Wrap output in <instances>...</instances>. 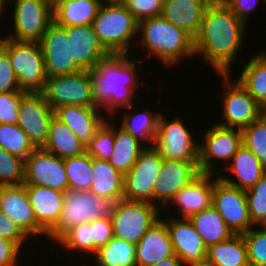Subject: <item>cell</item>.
<instances>
[{"mask_svg": "<svg viewBox=\"0 0 266 266\" xmlns=\"http://www.w3.org/2000/svg\"><path fill=\"white\" fill-rule=\"evenodd\" d=\"M199 174L198 162L163 159L158 180L153 187V205L160 210L163 209L161 207L167 208L173 197Z\"/></svg>", "mask_w": 266, "mask_h": 266, "instance_id": "ac0fdd59", "label": "cell"}, {"mask_svg": "<svg viewBox=\"0 0 266 266\" xmlns=\"http://www.w3.org/2000/svg\"><path fill=\"white\" fill-rule=\"evenodd\" d=\"M92 228V254L106 246L114 237L113 223L111 219L101 218L96 221L90 222Z\"/></svg>", "mask_w": 266, "mask_h": 266, "instance_id": "c3c4849f", "label": "cell"}, {"mask_svg": "<svg viewBox=\"0 0 266 266\" xmlns=\"http://www.w3.org/2000/svg\"><path fill=\"white\" fill-rule=\"evenodd\" d=\"M162 210L147 202L122 199L111 218L114 237L136 245L147 230L161 217Z\"/></svg>", "mask_w": 266, "mask_h": 266, "instance_id": "7c38bea8", "label": "cell"}, {"mask_svg": "<svg viewBox=\"0 0 266 266\" xmlns=\"http://www.w3.org/2000/svg\"><path fill=\"white\" fill-rule=\"evenodd\" d=\"M0 147L24 160L36 149L17 124L5 123H0Z\"/></svg>", "mask_w": 266, "mask_h": 266, "instance_id": "74e56055", "label": "cell"}, {"mask_svg": "<svg viewBox=\"0 0 266 266\" xmlns=\"http://www.w3.org/2000/svg\"><path fill=\"white\" fill-rule=\"evenodd\" d=\"M8 6L4 2V0H0V19L2 18L1 16L3 15V10L6 9L5 7Z\"/></svg>", "mask_w": 266, "mask_h": 266, "instance_id": "9f6ffc18", "label": "cell"}, {"mask_svg": "<svg viewBox=\"0 0 266 266\" xmlns=\"http://www.w3.org/2000/svg\"><path fill=\"white\" fill-rule=\"evenodd\" d=\"M94 181L90 191L102 198L123 199L124 175L116 170L109 161L92 157Z\"/></svg>", "mask_w": 266, "mask_h": 266, "instance_id": "f1b7e54d", "label": "cell"}, {"mask_svg": "<svg viewBox=\"0 0 266 266\" xmlns=\"http://www.w3.org/2000/svg\"><path fill=\"white\" fill-rule=\"evenodd\" d=\"M214 178L215 175L212 177V174L200 173L173 197L168 206L174 205L175 208L176 205L178 215L180 214L177 218L189 219L212 206Z\"/></svg>", "mask_w": 266, "mask_h": 266, "instance_id": "7402d4cb", "label": "cell"}, {"mask_svg": "<svg viewBox=\"0 0 266 266\" xmlns=\"http://www.w3.org/2000/svg\"><path fill=\"white\" fill-rule=\"evenodd\" d=\"M101 4H124L125 0H100Z\"/></svg>", "mask_w": 266, "mask_h": 266, "instance_id": "11a10c76", "label": "cell"}, {"mask_svg": "<svg viewBox=\"0 0 266 266\" xmlns=\"http://www.w3.org/2000/svg\"><path fill=\"white\" fill-rule=\"evenodd\" d=\"M162 4L167 2L168 0H159Z\"/></svg>", "mask_w": 266, "mask_h": 266, "instance_id": "91938a15", "label": "cell"}, {"mask_svg": "<svg viewBox=\"0 0 266 266\" xmlns=\"http://www.w3.org/2000/svg\"><path fill=\"white\" fill-rule=\"evenodd\" d=\"M243 68L237 81L266 112V59L257 53Z\"/></svg>", "mask_w": 266, "mask_h": 266, "instance_id": "836d02e7", "label": "cell"}, {"mask_svg": "<svg viewBox=\"0 0 266 266\" xmlns=\"http://www.w3.org/2000/svg\"><path fill=\"white\" fill-rule=\"evenodd\" d=\"M138 33L142 38L141 42L135 39L138 43L136 46L139 43L142 44V48L147 50L148 58L155 55L166 67H174L181 60L184 61L185 58L189 59L195 56L194 38L184 29L165 20L161 15L140 20Z\"/></svg>", "mask_w": 266, "mask_h": 266, "instance_id": "3957f363", "label": "cell"}, {"mask_svg": "<svg viewBox=\"0 0 266 266\" xmlns=\"http://www.w3.org/2000/svg\"><path fill=\"white\" fill-rule=\"evenodd\" d=\"M4 92H26L17 82V76L8 54L0 47V93Z\"/></svg>", "mask_w": 266, "mask_h": 266, "instance_id": "7dc6e473", "label": "cell"}, {"mask_svg": "<svg viewBox=\"0 0 266 266\" xmlns=\"http://www.w3.org/2000/svg\"><path fill=\"white\" fill-rule=\"evenodd\" d=\"M92 26L111 54H132L130 41L138 36V21L123 4H101Z\"/></svg>", "mask_w": 266, "mask_h": 266, "instance_id": "5b68a950", "label": "cell"}, {"mask_svg": "<svg viewBox=\"0 0 266 266\" xmlns=\"http://www.w3.org/2000/svg\"><path fill=\"white\" fill-rule=\"evenodd\" d=\"M100 0H53V21L62 27L92 25Z\"/></svg>", "mask_w": 266, "mask_h": 266, "instance_id": "83f0119b", "label": "cell"}, {"mask_svg": "<svg viewBox=\"0 0 266 266\" xmlns=\"http://www.w3.org/2000/svg\"><path fill=\"white\" fill-rule=\"evenodd\" d=\"M39 44L47 77L72 75L82 71L71 57L70 38H67L66 27L53 21L42 35Z\"/></svg>", "mask_w": 266, "mask_h": 266, "instance_id": "2e32d148", "label": "cell"}, {"mask_svg": "<svg viewBox=\"0 0 266 266\" xmlns=\"http://www.w3.org/2000/svg\"><path fill=\"white\" fill-rule=\"evenodd\" d=\"M25 92L0 93V123L17 124L19 103Z\"/></svg>", "mask_w": 266, "mask_h": 266, "instance_id": "f6af8a7d", "label": "cell"}, {"mask_svg": "<svg viewBox=\"0 0 266 266\" xmlns=\"http://www.w3.org/2000/svg\"><path fill=\"white\" fill-rule=\"evenodd\" d=\"M56 245L62 248L64 247L63 249H67L68 251L71 249L73 252H84L91 257L90 254H92V228H90V222L82 223L69 229L56 242Z\"/></svg>", "mask_w": 266, "mask_h": 266, "instance_id": "60d3db41", "label": "cell"}, {"mask_svg": "<svg viewBox=\"0 0 266 266\" xmlns=\"http://www.w3.org/2000/svg\"><path fill=\"white\" fill-rule=\"evenodd\" d=\"M240 20L247 22V17L256 9L258 2L264 0H221Z\"/></svg>", "mask_w": 266, "mask_h": 266, "instance_id": "816d5d0a", "label": "cell"}, {"mask_svg": "<svg viewBox=\"0 0 266 266\" xmlns=\"http://www.w3.org/2000/svg\"><path fill=\"white\" fill-rule=\"evenodd\" d=\"M68 178V189L90 191L94 181L92 157L84 152L82 155L63 159Z\"/></svg>", "mask_w": 266, "mask_h": 266, "instance_id": "8d00e7d4", "label": "cell"}, {"mask_svg": "<svg viewBox=\"0 0 266 266\" xmlns=\"http://www.w3.org/2000/svg\"><path fill=\"white\" fill-rule=\"evenodd\" d=\"M25 160L0 147V183L5 186L24 184Z\"/></svg>", "mask_w": 266, "mask_h": 266, "instance_id": "7bdbcfd3", "label": "cell"}, {"mask_svg": "<svg viewBox=\"0 0 266 266\" xmlns=\"http://www.w3.org/2000/svg\"><path fill=\"white\" fill-rule=\"evenodd\" d=\"M9 6H13V32L11 30L8 36L3 37L39 42L53 22V0H13Z\"/></svg>", "mask_w": 266, "mask_h": 266, "instance_id": "52a82bcc", "label": "cell"}, {"mask_svg": "<svg viewBox=\"0 0 266 266\" xmlns=\"http://www.w3.org/2000/svg\"><path fill=\"white\" fill-rule=\"evenodd\" d=\"M24 185L45 186L62 192L68 190L63 159L43 148H36L25 159Z\"/></svg>", "mask_w": 266, "mask_h": 266, "instance_id": "e0dca14e", "label": "cell"}, {"mask_svg": "<svg viewBox=\"0 0 266 266\" xmlns=\"http://www.w3.org/2000/svg\"><path fill=\"white\" fill-rule=\"evenodd\" d=\"M92 256L96 266H137L135 245L116 237Z\"/></svg>", "mask_w": 266, "mask_h": 266, "instance_id": "d590c367", "label": "cell"}, {"mask_svg": "<svg viewBox=\"0 0 266 266\" xmlns=\"http://www.w3.org/2000/svg\"><path fill=\"white\" fill-rule=\"evenodd\" d=\"M11 1H13V0H4V2L7 4V2L9 3V2H11Z\"/></svg>", "mask_w": 266, "mask_h": 266, "instance_id": "94428289", "label": "cell"}, {"mask_svg": "<svg viewBox=\"0 0 266 266\" xmlns=\"http://www.w3.org/2000/svg\"><path fill=\"white\" fill-rule=\"evenodd\" d=\"M0 47L8 54L19 87L26 92H40L47 74L39 42L17 41L1 35Z\"/></svg>", "mask_w": 266, "mask_h": 266, "instance_id": "8992f818", "label": "cell"}, {"mask_svg": "<svg viewBox=\"0 0 266 266\" xmlns=\"http://www.w3.org/2000/svg\"><path fill=\"white\" fill-rule=\"evenodd\" d=\"M0 211L12 219L28 237L46 236V232L36 222L24 184L4 186L0 196Z\"/></svg>", "mask_w": 266, "mask_h": 266, "instance_id": "d6986e66", "label": "cell"}, {"mask_svg": "<svg viewBox=\"0 0 266 266\" xmlns=\"http://www.w3.org/2000/svg\"><path fill=\"white\" fill-rule=\"evenodd\" d=\"M242 145L250 150L266 168V112L242 129Z\"/></svg>", "mask_w": 266, "mask_h": 266, "instance_id": "ab89813d", "label": "cell"}, {"mask_svg": "<svg viewBox=\"0 0 266 266\" xmlns=\"http://www.w3.org/2000/svg\"><path fill=\"white\" fill-rule=\"evenodd\" d=\"M161 112L153 147L166 160L198 162L199 142H195L193 134L181 118L167 120Z\"/></svg>", "mask_w": 266, "mask_h": 266, "instance_id": "ba28073f", "label": "cell"}, {"mask_svg": "<svg viewBox=\"0 0 266 266\" xmlns=\"http://www.w3.org/2000/svg\"><path fill=\"white\" fill-rule=\"evenodd\" d=\"M152 266H184V264L177 255H174L164 258Z\"/></svg>", "mask_w": 266, "mask_h": 266, "instance_id": "f5cc1de1", "label": "cell"}, {"mask_svg": "<svg viewBox=\"0 0 266 266\" xmlns=\"http://www.w3.org/2000/svg\"><path fill=\"white\" fill-rule=\"evenodd\" d=\"M223 81L222 122L216 124L226 128L243 129L258 118L265 110L253 99L237 81L232 82L231 74H218Z\"/></svg>", "mask_w": 266, "mask_h": 266, "instance_id": "30bf717a", "label": "cell"}, {"mask_svg": "<svg viewBox=\"0 0 266 266\" xmlns=\"http://www.w3.org/2000/svg\"><path fill=\"white\" fill-rule=\"evenodd\" d=\"M43 149L62 159L79 156L86 152V146L56 116L50 123L48 138Z\"/></svg>", "mask_w": 266, "mask_h": 266, "instance_id": "f546056e", "label": "cell"}, {"mask_svg": "<svg viewBox=\"0 0 266 266\" xmlns=\"http://www.w3.org/2000/svg\"><path fill=\"white\" fill-rule=\"evenodd\" d=\"M4 186L5 185H3V184L0 183V196H1V193H2V190H3Z\"/></svg>", "mask_w": 266, "mask_h": 266, "instance_id": "680465c9", "label": "cell"}, {"mask_svg": "<svg viewBox=\"0 0 266 266\" xmlns=\"http://www.w3.org/2000/svg\"><path fill=\"white\" fill-rule=\"evenodd\" d=\"M71 57L82 71H91L111 53L103 46L92 25L66 27Z\"/></svg>", "mask_w": 266, "mask_h": 266, "instance_id": "44dd1931", "label": "cell"}, {"mask_svg": "<svg viewBox=\"0 0 266 266\" xmlns=\"http://www.w3.org/2000/svg\"><path fill=\"white\" fill-rule=\"evenodd\" d=\"M112 118H106L86 145V153L96 159L109 161L114 152L115 125Z\"/></svg>", "mask_w": 266, "mask_h": 266, "instance_id": "f35d334b", "label": "cell"}, {"mask_svg": "<svg viewBox=\"0 0 266 266\" xmlns=\"http://www.w3.org/2000/svg\"><path fill=\"white\" fill-rule=\"evenodd\" d=\"M212 206L233 234H244L254 227L249 217L245 190L225 183L218 176L214 179Z\"/></svg>", "mask_w": 266, "mask_h": 266, "instance_id": "5bb4252c", "label": "cell"}, {"mask_svg": "<svg viewBox=\"0 0 266 266\" xmlns=\"http://www.w3.org/2000/svg\"><path fill=\"white\" fill-rule=\"evenodd\" d=\"M224 169L236 176V179L227 177L225 174H219L218 177L225 183L237 187L241 190L252 188L265 174L266 168L258 158L243 145L238 149L236 154L231 158ZM234 179V180H233Z\"/></svg>", "mask_w": 266, "mask_h": 266, "instance_id": "484cf974", "label": "cell"}, {"mask_svg": "<svg viewBox=\"0 0 266 266\" xmlns=\"http://www.w3.org/2000/svg\"><path fill=\"white\" fill-rule=\"evenodd\" d=\"M131 56L133 54H111L90 71L95 107L105 109V116L112 120L120 108L134 105V94L140 86L137 78L140 63L136 56Z\"/></svg>", "mask_w": 266, "mask_h": 266, "instance_id": "7a4b0ae2", "label": "cell"}, {"mask_svg": "<svg viewBox=\"0 0 266 266\" xmlns=\"http://www.w3.org/2000/svg\"><path fill=\"white\" fill-rule=\"evenodd\" d=\"M187 266H215V265L206 258L205 260H202L199 262H193V263L187 264Z\"/></svg>", "mask_w": 266, "mask_h": 266, "instance_id": "db71d44e", "label": "cell"}, {"mask_svg": "<svg viewBox=\"0 0 266 266\" xmlns=\"http://www.w3.org/2000/svg\"><path fill=\"white\" fill-rule=\"evenodd\" d=\"M135 255L137 266H152L164 258L175 255L162 214L135 245Z\"/></svg>", "mask_w": 266, "mask_h": 266, "instance_id": "603a6c76", "label": "cell"}, {"mask_svg": "<svg viewBox=\"0 0 266 266\" xmlns=\"http://www.w3.org/2000/svg\"><path fill=\"white\" fill-rule=\"evenodd\" d=\"M213 0H168L163 3L161 16L193 38L198 34L206 7Z\"/></svg>", "mask_w": 266, "mask_h": 266, "instance_id": "4316f807", "label": "cell"}, {"mask_svg": "<svg viewBox=\"0 0 266 266\" xmlns=\"http://www.w3.org/2000/svg\"><path fill=\"white\" fill-rule=\"evenodd\" d=\"M101 112L98 107L64 105L55 110V116L86 146L107 118Z\"/></svg>", "mask_w": 266, "mask_h": 266, "instance_id": "cb8c5ba5", "label": "cell"}, {"mask_svg": "<svg viewBox=\"0 0 266 266\" xmlns=\"http://www.w3.org/2000/svg\"><path fill=\"white\" fill-rule=\"evenodd\" d=\"M122 199L102 198L91 191H65L63 207L57 223L46 233L56 242L72 227L101 218L111 219Z\"/></svg>", "mask_w": 266, "mask_h": 266, "instance_id": "277c9868", "label": "cell"}, {"mask_svg": "<svg viewBox=\"0 0 266 266\" xmlns=\"http://www.w3.org/2000/svg\"><path fill=\"white\" fill-rule=\"evenodd\" d=\"M40 92L54 111L64 105L95 107L90 71H80L72 75L49 76Z\"/></svg>", "mask_w": 266, "mask_h": 266, "instance_id": "9c48e42d", "label": "cell"}, {"mask_svg": "<svg viewBox=\"0 0 266 266\" xmlns=\"http://www.w3.org/2000/svg\"><path fill=\"white\" fill-rule=\"evenodd\" d=\"M133 106L131 105L125 109L130 111L127 110L122 115L123 119L119 126L140 140L145 146H152L156 137L158 119L161 112L156 113L155 111L152 112V109H144L143 112L135 113L134 109L136 108Z\"/></svg>", "mask_w": 266, "mask_h": 266, "instance_id": "1f68e13d", "label": "cell"}, {"mask_svg": "<svg viewBox=\"0 0 266 266\" xmlns=\"http://www.w3.org/2000/svg\"><path fill=\"white\" fill-rule=\"evenodd\" d=\"M146 146L130 133L115 126L114 152L109 163L125 175L137 161L139 154Z\"/></svg>", "mask_w": 266, "mask_h": 266, "instance_id": "e575fe53", "label": "cell"}, {"mask_svg": "<svg viewBox=\"0 0 266 266\" xmlns=\"http://www.w3.org/2000/svg\"><path fill=\"white\" fill-rule=\"evenodd\" d=\"M246 26L221 0H213L194 37L195 56H202L217 74H230L232 61L237 59L244 42Z\"/></svg>", "mask_w": 266, "mask_h": 266, "instance_id": "6da1fadb", "label": "cell"}, {"mask_svg": "<svg viewBox=\"0 0 266 266\" xmlns=\"http://www.w3.org/2000/svg\"><path fill=\"white\" fill-rule=\"evenodd\" d=\"M189 220L203 239L207 249L234 235L213 206L192 215Z\"/></svg>", "mask_w": 266, "mask_h": 266, "instance_id": "4dcf8cb0", "label": "cell"}, {"mask_svg": "<svg viewBox=\"0 0 266 266\" xmlns=\"http://www.w3.org/2000/svg\"><path fill=\"white\" fill-rule=\"evenodd\" d=\"M245 193L252 224L266 226V174Z\"/></svg>", "mask_w": 266, "mask_h": 266, "instance_id": "b9f144b4", "label": "cell"}, {"mask_svg": "<svg viewBox=\"0 0 266 266\" xmlns=\"http://www.w3.org/2000/svg\"><path fill=\"white\" fill-rule=\"evenodd\" d=\"M55 111L46 103L41 92H25L19 103L17 125L36 148L46 144Z\"/></svg>", "mask_w": 266, "mask_h": 266, "instance_id": "9a60e30c", "label": "cell"}, {"mask_svg": "<svg viewBox=\"0 0 266 266\" xmlns=\"http://www.w3.org/2000/svg\"><path fill=\"white\" fill-rule=\"evenodd\" d=\"M162 214L169 230L175 255L183 264L186 266L193 262L205 260L207 247L192 222L188 218H175L174 215L166 218L163 210Z\"/></svg>", "mask_w": 266, "mask_h": 266, "instance_id": "ffe728a7", "label": "cell"}, {"mask_svg": "<svg viewBox=\"0 0 266 266\" xmlns=\"http://www.w3.org/2000/svg\"><path fill=\"white\" fill-rule=\"evenodd\" d=\"M263 58H265L266 59V51H263V49H262V51L260 52H258Z\"/></svg>", "mask_w": 266, "mask_h": 266, "instance_id": "6f0895ef", "label": "cell"}, {"mask_svg": "<svg viewBox=\"0 0 266 266\" xmlns=\"http://www.w3.org/2000/svg\"><path fill=\"white\" fill-rule=\"evenodd\" d=\"M21 253L14 242L0 237V266H17Z\"/></svg>", "mask_w": 266, "mask_h": 266, "instance_id": "f907efd6", "label": "cell"}, {"mask_svg": "<svg viewBox=\"0 0 266 266\" xmlns=\"http://www.w3.org/2000/svg\"><path fill=\"white\" fill-rule=\"evenodd\" d=\"M163 158L153 146H146L132 168L124 175L123 199L153 204V187Z\"/></svg>", "mask_w": 266, "mask_h": 266, "instance_id": "4fadbf2b", "label": "cell"}, {"mask_svg": "<svg viewBox=\"0 0 266 266\" xmlns=\"http://www.w3.org/2000/svg\"><path fill=\"white\" fill-rule=\"evenodd\" d=\"M123 5L138 22L146 18L160 16L163 7L159 0H125Z\"/></svg>", "mask_w": 266, "mask_h": 266, "instance_id": "bcb514c9", "label": "cell"}, {"mask_svg": "<svg viewBox=\"0 0 266 266\" xmlns=\"http://www.w3.org/2000/svg\"><path fill=\"white\" fill-rule=\"evenodd\" d=\"M0 237L14 242L20 249L27 242L28 236L10 219L0 211Z\"/></svg>", "mask_w": 266, "mask_h": 266, "instance_id": "681fc988", "label": "cell"}, {"mask_svg": "<svg viewBox=\"0 0 266 266\" xmlns=\"http://www.w3.org/2000/svg\"><path fill=\"white\" fill-rule=\"evenodd\" d=\"M215 266H249L247 248L242 234L210 246L207 257Z\"/></svg>", "mask_w": 266, "mask_h": 266, "instance_id": "d6a6232c", "label": "cell"}, {"mask_svg": "<svg viewBox=\"0 0 266 266\" xmlns=\"http://www.w3.org/2000/svg\"><path fill=\"white\" fill-rule=\"evenodd\" d=\"M206 130L203 141L199 142L198 167L200 173L213 175L217 160L225 162L223 166L226 167L242 146V130L222 127L216 123Z\"/></svg>", "mask_w": 266, "mask_h": 266, "instance_id": "8fae6325", "label": "cell"}, {"mask_svg": "<svg viewBox=\"0 0 266 266\" xmlns=\"http://www.w3.org/2000/svg\"><path fill=\"white\" fill-rule=\"evenodd\" d=\"M25 186L36 222L47 233L59 219L65 192L45 186Z\"/></svg>", "mask_w": 266, "mask_h": 266, "instance_id": "d4e9b609", "label": "cell"}, {"mask_svg": "<svg viewBox=\"0 0 266 266\" xmlns=\"http://www.w3.org/2000/svg\"><path fill=\"white\" fill-rule=\"evenodd\" d=\"M252 227L242 234L249 266H266V226Z\"/></svg>", "mask_w": 266, "mask_h": 266, "instance_id": "ee69618b", "label": "cell"}]
</instances>
